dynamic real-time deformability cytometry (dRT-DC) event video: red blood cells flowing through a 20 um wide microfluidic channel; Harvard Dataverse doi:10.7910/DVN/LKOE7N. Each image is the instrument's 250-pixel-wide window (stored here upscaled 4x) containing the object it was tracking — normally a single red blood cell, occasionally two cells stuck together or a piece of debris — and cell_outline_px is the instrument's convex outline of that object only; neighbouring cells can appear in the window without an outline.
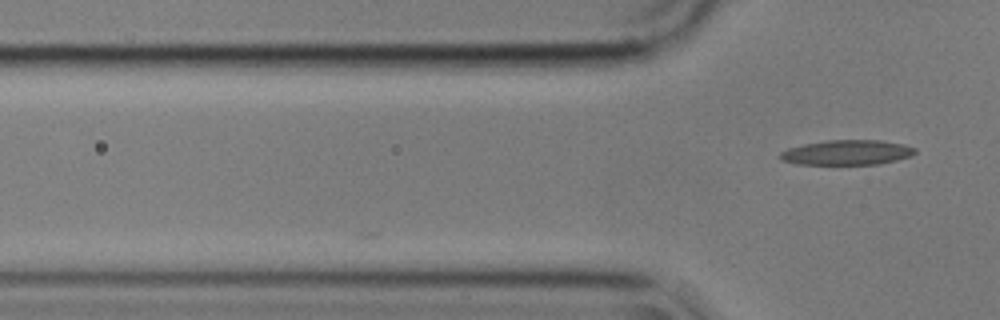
{"species": "common noctule bat (a hibernating species)", "species_latin": "Nyctalus noctula", "temperature_condition": "cold", "stored_images_in_passage": 2, "camera_frame_rate_fps": 3000, "um_per_image_px": 0.085, "animal": {"sex": "male", "body_mass_g": 17.9}, "frame": {"image": 1, "passage_image": 2, "time_ms": 0.333, "image_size_px": [1000, 320], "cell_outline_px": [[916, 152], [912, 156], [880, 164], [796, 164], [780, 160], [780, 152], [788, 148], [804, 144], [828, 140], [880, 140], [904, 144], [916, 148]], "centroid_in_image_um": [72.01, 12.96], "position_along_channel_um": 53.8, "area_um2": 19.65}}